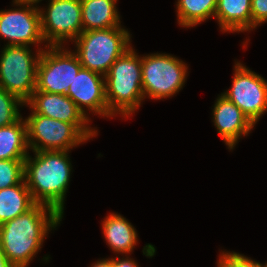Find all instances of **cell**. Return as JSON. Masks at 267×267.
I'll return each mask as SVG.
<instances>
[{
  "instance_id": "6da1fadb",
  "label": "cell",
  "mask_w": 267,
  "mask_h": 267,
  "mask_svg": "<svg viewBox=\"0 0 267 267\" xmlns=\"http://www.w3.org/2000/svg\"><path fill=\"white\" fill-rule=\"evenodd\" d=\"M62 219L54 208L36 203L27 212L1 224L0 245L9 262L14 267H29Z\"/></svg>"
},
{
  "instance_id": "7a4b0ae2",
  "label": "cell",
  "mask_w": 267,
  "mask_h": 267,
  "mask_svg": "<svg viewBox=\"0 0 267 267\" xmlns=\"http://www.w3.org/2000/svg\"><path fill=\"white\" fill-rule=\"evenodd\" d=\"M71 151H32L24 160V180L36 203L54 208L64 217L73 165ZM34 156V157H33Z\"/></svg>"
},
{
  "instance_id": "3957f363",
  "label": "cell",
  "mask_w": 267,
  "mask_h": 267,
  "mask_svg": "<svg viewBox=\"0 0 267 267\" xmlns=\"http://www.w3.org/2000/svg\"><path fill=\"white\" fill-rule=\"evenodd\" d=\"M133 45L110 67L105 75L109 112L127 120L143 105L141 54Z\"/></svg>"
},
{
  "instance_id": "277c9868",
  "label": "cell",
  "mask_w": 267,
  "mask_h": 267,
  "mask_svg": "<svg viewBox=\"0 0 267 267\" xmlns=\"http://www.w3.org/2000/svg\"><path fill=\"white\" fill-rule=\"evenodd\" d=\"M124 26L82 32L71 44L82 68L105 76L111 65L132 46Z\"/></svg>"
},
{
  "instance_id": "5b68a950",
  "label": "cell",
  "mask_w": 267,
  "mask_h": 267,
  "mask_svg": "<svg viewBox=\"0 0 267 267\" xmlns=\"http://www.w3.org/2000/svg\"><path fill=\"white\" fill-rule=\"evenodd\" d=\"M144 99L172 98L184 87L189 75L188 65L170 54L156 52L141 55Z\"/></svg>"
},
{
  "instance_id": "8992f818",
  "label": "cell",
  "mask_w": 267,
  "mask_h": 267,
  "mask_svg": "<svg viewBox=\"0 0 267 267\" xmlns=\"http://www.w3.org/2000/svg\"><path fill=\"white\" fill-rule=\"evenodd\" d=\"M3 45L0 51V86L26 103L36 89L37 65L43 49Z\"/></svg>"
},
{
  "instance_id": "52a82bcc",
  "label": "cell",
  "mask_w": 267,
  "mask_h": 267,
  "mask_svg": "<svg viewBox=\"0 0 267 267\" xmlns=\"http://www.w3.org/2000/svg\"><path fill=\"white\" fill-rule=\"evenodd\" d=\"M39 6L42 37L47 46H70L82 33L81 0H47Z\"/></svg>"
},
{
  "instance_id": "ba28073f",
  "label": "cell",
  "mask_w": 267,
  "mask_h": 267,
  "mask_svg": "<svg viewBox=\"0 0 267 267\" xmlns=\"http://www.w3.org/2000/svg\"><path fill=\"white\" fill-rule=\"evenodd\" d=\"M30 151H71L89 141L72 123L29 113L25 118Z\"/></svg>"
},
{
  "instance_id": "9c48e42d",
  "label": "cell",
  "mask_w": 267,
  "mask_h": 267,
  "mask_svg": "<svg viewBox=\"0 0 267 267\" xmlns=\"http://www.w3.org/2000/svg\"><path fill=\"white\" fill-rule=\"evenodd\" d=\"M82 68L77 55L68 46H47L38 65L35 91L66 95Z\"/></svg>"
},
{
  "instance_id": "30bf717a",
  "label": "cell",
  "mask_w": 267,
  "mask_h": 267,
  "mask_svg": "<svg viewBox=\"0 0 267 267\" xmlns=\"http://www.w3.org/2000/svg\"><path fill=\"white\" fill-rule=\"evenodd\" d=\"M231 88L221 94L237 105L256 126L267 112V79L236 60Z\"/></svg>"
},
{
  "instance_id": "8fae6325",
  "label": "cell",
  "mask_w": 267,
  "mask_h": 267,
  "mask_svg": "<svg viewBox=\"0 0 267 267\" xmlns=\"http://www.w3.org/2000/svg\"><path fill=\"white\" fill-rule=\"evenodd\" d=\"M11 5L14 8L0 10V40H7L4 45L46 48L38 6L14 2Z\"/></svg>"
},
{
  "instance_id": "7c38bea8",
  "label": "cell",
  "mask_w": 267,
  "mask_h": 267,
  "mask_svg": "<svg viewBox=\"0 0 267 267\" xmlns=\"http://www.w3.org/2000/svg\"><path fill=\"white\" fill-rule=\"evenodd\" d=\"M24 107H29L30 113L72 123L89 141L98 136L97 127H91L92 121L67 95L34 91Z\"/></svg>"
},
{
  "instance_id": "4fadbf2b",
  "label": "cell",
  "mask_w": 267,
  "mask_h": 267,
  "mask_svg": "<svg viewBox=\"0 0 267 267\" xmlns=\"http://www.w3.org/2000/svg\"><path fill=\"white\" fill-rule=\"evenodd\" d=\"M92 121L90 114L101 118H113L106 101L105 76L81 68L68 88L66 94Z\"/></svg>"
},
{
  "instance_id": "5bb4252c",
  "label": "cell",
  "mask_w": 267,
  "mask_h": 267,
  "mask_svg": "<svg viewBox=\"0 0 267 267\" xmlns=\"http://www.w3.org/2000/svg\"><path fill=\"white\" fill-rule=\"evenodd\" d=\"M212 107L211 122L227 149L233 151L240 139L252 133L255 125L237 105L222 94L217 95Z\"/></svg>"
},
{
  "instance_id": "9a60e30c",
  "label": "cell",
  "mask_w": 267,
  "mask_h": 267,
  "mask_svg": "<svg viewBox=\"0 0 267 267\" xmlns=\"http://www.w3.org/2000/svg\"><path fill=\"white\" fill-rule=\"evenodd\" d=\"M101 229L106 245L115 256L131 255L138 246V231L118 212H110L101 220Z\"/></svg>"
},
{
  "instance_id": "2e32d148",
  "label": "cell",
  "mask_w": 267,
  "mask_h": 267,
  "mask_svg": "<svg viewBox=\"0 0 267 267\" xmlns=\"http://www.w3.org/2000/svg\"><path fill=\"white\" fill-rule=\"evenodd\" d=\"M252 0H217L215 20L224 33H251Z\"/></svg>"
},
{
  "instance_id": "e0dca14e",
  "label": "cell",
  "mask_w": 267,
  "mask_h": 267,
  "mask_svg": "<svg viewBox=\"0 0 267 267\" xmlns=\"http://www.w3.org/2000/svg\"><path fill=\"white\" fill-rule=\"evenodd\" d=\"M118 0H81L82 32L122 26Z\"/></svg>"
},
{
  "instance_id": "ac0fdd59",
  "label": "cell",
  "mask_w": 267,
  "mask_h": 267,
  "mask_svg": "<svg viewBox=\"0 0 267 267\" xmlns=\"http://www.w3.org/2000/svg\"><path fill=\"white\" fill-rule=\"evenodd\" d=\"M30 149L27 141V126L22 116L15 123L0 128V159H26Z\"/></svg>"
},
{
  "instance_id": "d6986e66",
  "label": "cell",
  "mask_w": 267,
  "mask_h": 267,
  "mask_svg": "<svg viewBox=\"0 0 267 267\" xmlns=\"http://www.w3.org/2000/svg\"><path fill=\"white\" fill-rule=\"evenodd\" d=\"M35 204L25 180L20 184L0 189V225L27 212Z\"/></svg>"
},
{
  "instance_id": "ffe728a7",
  "label": "cell",
  "mask_w": 267,
  "mask_h": 267,
  "mask_svg": "<svg viewBox=\"0 0 267 267\" xmlns=\"http://www.w3.org/2000/svg\"><path fill=\"white\" fill-rule=\"evenodd\" d=\"M177 24L182 28H193L209 19H215L217 0L175 1Z\"/></svg>"
},
{
  "instance_id": "44dd1931",
  "label": "cell",
  "mask_w": 267,
  "mask_h": 267,
  "mask_svg": "<svg viewBox=\"0 0 267 267\" xmlns=\"http://www.w3.org/2000/svg\"><path fill=\"white\" fill-rule=\"evenodd\" d=\"M25 103L0 86V128L18 121ZM22 108V109H20Z\"/></svg>"
},
{
  "instance_id": "7402d4cb",
  "label": "cell",
  "mask_w": 267,
  "mask_h": 267,
  "mask_svg": "<svg viewBox=\"0 0 267 267\" xmlns=\"http://www.w3.org/2000/svg\"><path fill=\"white\" fill-rule=\"evenodd\" d=\"M24 160L0 159V189L20 184L24 180Z\"/></svg>"
},
{
  "instance_id": "603a6c76",
  "label": "cell",
  "mask_w": 267,
  "mask_h": 267,
  "mask_svg": "<svg viewBox=\"0 0 267 267\" xmlns=\"http://www.w3.org/2000/svg\"><path fill=\"white\" fill-rule=\"evenodd\" d=\"M216 261L217 267H264L263 263L236 251L221 250Z\"/></svg>"
},
{
  "instance_id": "cb8c5ba5",
  "label": "cell",
  "mask_w": 267,
  "mask_h": 267,
  "mask_svg": "<svg viewBox=\"0 0 267 267\" xmlns=\"http://www.w3.org/2000/svg\"><path fill=\"white\" fill-rule=\"evenodd\" d=\"M252 31L267 23V0H252Z\"/></svg>"
},
{
  "instance_id": "d4e9b609",
  "label": "cell",
  "mask_w": 267,
  "mask_h": 267,
  "mask_svg": "<svg viewBox=\"0 0 267 267\" xmlns=\"http://www.w3.org/2000/svg\"><path fill=\"white\" fill-rule=\"evenodd\" d=\"M112 267H140L138 262L130 255L112 256Z\"/></svg>"
},
{
  "instance_id": "484cf974",
  "label": "cell",
  "mask_w": 267,
  "mask_h": 267,
  "mask_svg": "<svg viewBox=\"0 0 267 267\" xmlns=\"http://www.w3.org/2000/svg\"><path fill=\"white\" fill-rule=\"evenodd\" d=\"M89 267H112V257L98 259L91 263Z\"/></svg>"
},
{
  "instance_id": "4316f807",
  "label": "cell",
  "mask_w": 267,
  "mask_h": 267,
  "mask_svg": "<svg viewBox=\"0 0 267 267\" xmlns=\"http://www.w3.org/2000/svg\"><path fill=\"white\" fill-rule=\"evenodd\" d=\"M0 267H14L7 259L3 249L0 245Z\"/></svg>"
},
{
  "instance_id": "83f0119b",
  "label": "cell",
  "mask_w": 267,
  "mask_h": 267,
  "mask_svg": "<svg viewBox=\"0 0 267 267\" xmlns=\"http://www.w3.org/2000/svg\"><path fill=\"white\" fill-rule=\"evenodd\" d=\"M43 0H12L14 3H20V4H30V5H35V6H40V3Z\"/></svg>"
},
{
  "instance_id": "f1b7e54d",
  "label": "cell",
  "mask_w": 267,
  "mask_h": 267,
  "mask_svg": "<svg viewBox=\"0 0 267 267\" xmlns=\"http://www.w3.org/2000/svg\"><path fill=\"white\" fill-rule=\"evenodd\" d=\"M263 265H264V267H267V261H266V263H263Z\"/></svg>"
}]
</instances>
